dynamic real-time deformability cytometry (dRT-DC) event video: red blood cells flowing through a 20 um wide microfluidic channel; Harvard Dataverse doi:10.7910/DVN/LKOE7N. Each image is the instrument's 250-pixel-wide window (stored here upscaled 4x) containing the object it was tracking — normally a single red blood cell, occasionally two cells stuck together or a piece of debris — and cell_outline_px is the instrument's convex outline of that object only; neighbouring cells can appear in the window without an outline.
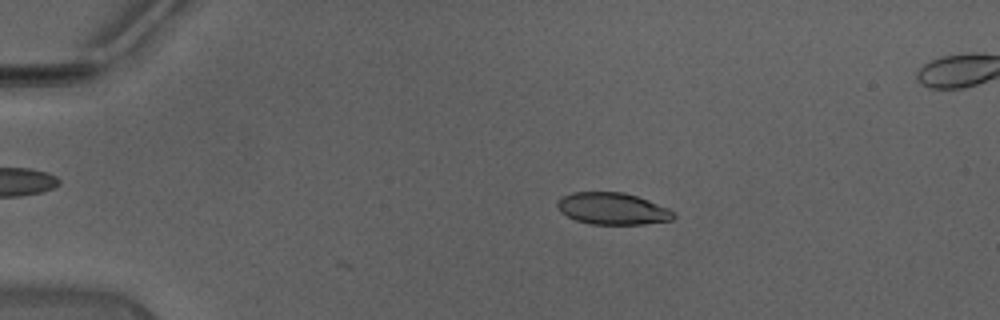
{"species": "Egyptian fruit bat (a non-hibernating species)", "species_latin": "Rousettus aegyptiacus", "temperature_condition": "warm", "stored_images_in_passage": 23, "camera_frame_rate_fps": 3000, "um_per_image_px": 0.085, "animal": {"sex": "male"}, "frame": {"image": 1, "passage_image": 2, "time_ms": 0.333, "image_size_px": [1000, 320], "cell_outline_px": [[676, 216], [672, 220], [644, 224], [592, 224], [576, 220], [560, 212], [556, 204], [556, 200], [560, 196], [572, 192], [624, 192], [648, 200], [668, 208], [676, 212]], "centroid_in_image_um": [52.05, 17.73], "position_along_channel_um": 32.9, "area_um2": 21.73}}
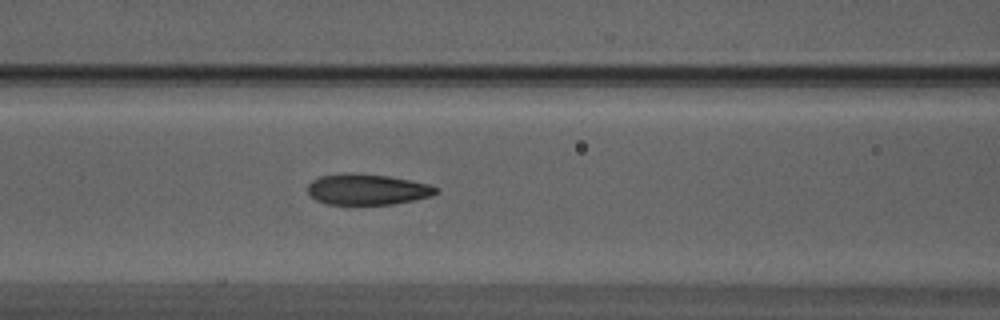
{"frame": {"image": 2, "passage_image": 13, "time_ms": 4.0, "image_size_px": [1000, 320], "cell_outline_px": [[440, 192], [432, 196], [392, 204], [328, 204], [316, 200], [308, 192], [308, 184], [312, 180], [320, 176], [348, 172], [352, 172], [388, 176], [428, 184], [440, 188]], "centroid_in_image_um": [31.23, 16.09], "position_along_channel_um": 135.4, "area_um2": 23.06}}
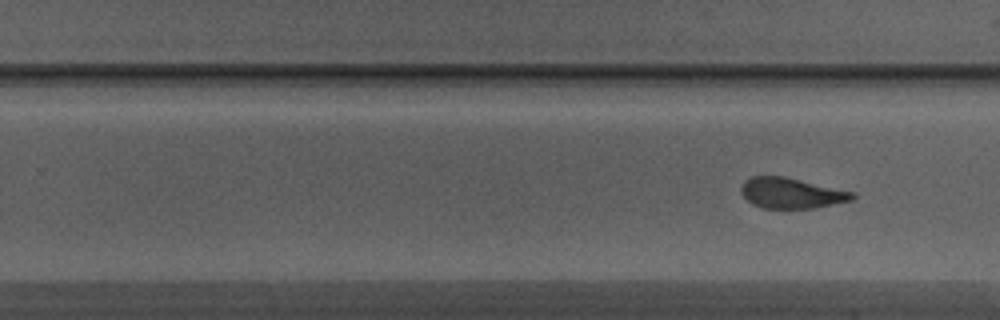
{"frame": {"image": 3, "passage_image": 23, "time_ms": 7.333, "image_size_px": [1000, 320], "cell_outline_px": [[856, 196], [852, 200], [812, 208], [764, 208], [752, 204], [740, 192], [740, 188], [744, 180], [752, 176], [784, 176], [856, 192]], "centroid_in_image_um": [67.26, 16.4], "position_along_channel_um": 262.5, "area_um2": 19.83}}